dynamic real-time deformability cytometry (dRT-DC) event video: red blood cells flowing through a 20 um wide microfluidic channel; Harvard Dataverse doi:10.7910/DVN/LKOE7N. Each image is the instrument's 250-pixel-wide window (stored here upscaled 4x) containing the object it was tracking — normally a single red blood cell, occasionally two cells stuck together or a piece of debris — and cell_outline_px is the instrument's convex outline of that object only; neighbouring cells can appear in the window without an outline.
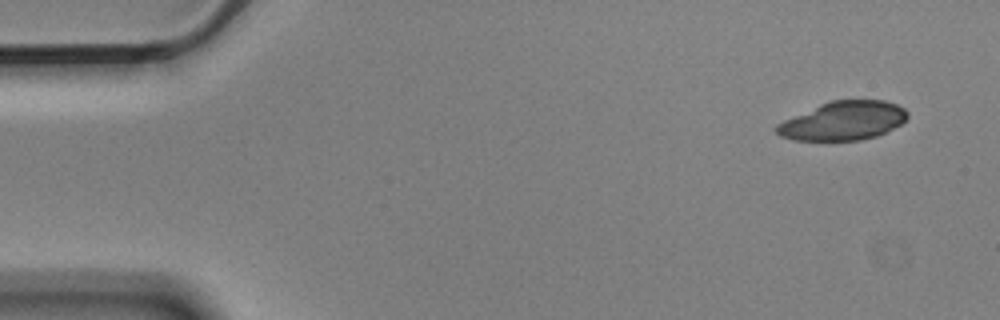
{"species": "Egyptian fruit bat (a non-hibernating species)", "species_latin": "Rousettus aegyptiacus", "temperature_condition": "cold", "stored_images_in_passage": 8, "camera_frame_rate_fps": 3000, "um_per_image_px": 0.085, "animal": {"sex": "male"}, "frame": {"image": 1, "passage_image": 1, "time_ms": 0.0, "image_size_px": [1000, 320], "cell_outline_px": [[908, 116], [900, 124], [876, 136], [860, 140], [792, 140], [780, 136], [772, 128], [776, 124], [784, 120], [820, 104], [832, 100], [884, 100], [896, 104], [904, 108], [908, 112]], "centroid_in_image_um": [71.64, 10.27], "position_along_channel_um": 13.4, "area_um2": 29.42}}